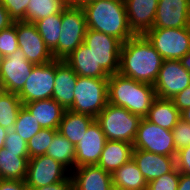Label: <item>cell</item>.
I'll return each mask as SVG.
<instances>
[{"instance_id":"6da1fadb","label":"cell","mask_w":190,"mask_h":190,"mask_svg":"<svg viewBox=\"0 0 190 190\" xmlns=\"http://www.w3.org/2000/svg\"><path fill=\"white\" fill-rule=\"evenodd\" d=\"M163 58L144 35H135L122 44L119 71L138 82L153 85Z\"/></svg>"},{"instance_id":"7a4b0ae2","label":"cell","mask_w":190,"mask_h":190,"mask_svg":"<svg viewBox=\"0 0 190 190\" xmlns=\"http://www.w3.org/2000/svg\"><path fill=\"white\" fill-rule=\"evenodd\" d=\"M82 8L87 29L110 35L122 43L135 36L129 27L124 0H94Z\"/></svg>"},{"instance_id":"3957f363","label":"cell","mask_w":190,"mask_h":190,"mask_svg":"<svg viewBox=\"0 0 190 190\" xmlns=\"http://www.w3.org/2000/svg\"><path fill=\"white\" fill-rule=\"evenodd\" d=\"M155 98L153 85L138 82L120 73L108 78V103L123 107L141 118L147 116Z\"/></svg>"},{"instance_id":"277c9868","label":"cell","mask_w":190,"mask_h":190,"mask_svg":"<svg viewBox=\"0 0 190 190\" xmlns=\"http://www.w3.org/2000/svg\"><path fill=\"white\" fill-rule=\"evenodd\" d=\"M141 117L123 107L108 103L95 120L110 141H124L133 144Z\"/></svg>"},{"instance_id":"5b68a950","label":"cell","mask_w":190,"mask_h":190,"mask_svg":"<svg viewBox=\"0 0 190 190\" xmlns=\"http://www.w3.org/2000/svg\"><path fill=\"white\" fill-rule=\"evenodd\" d=\"M107 104L108 79L78 76L74 102L68 110L96 118Z\"/></svg>"},{"instance_id":"8992f818","label":"cell","mask_w":190,"mask_h":190,"mask_svg":"<svg viewBox=\"0 0 190 190\" xmlns=\"http://www.w3.org/2000/svg\"><path fill=\"white\" fill-rule=\"evenodd\" d=\"M61 28L58 45L51 53L54 59L64 60L84 43L87 26L83 8L66 6L62 10Z\"/></svg>"},{"instance_id":"52a82bcc","label":"cell","mask_w":190,"mask_h":190,"mask_svg":"<svg viewBox=\"0 0 190 190\" xmlns=\"http://www.w3.org/2000/svg\"><path fill=\"white\" fill-rule=\"evenodd\" d=\"M144 36L163 60H180L190 51V26L183 28H152Z\"/></svg>"},{"instance_id":"ba28073f","label":"cell","mask_w":190,"mask_h":190,"mask_svg":"<svg viewBox=\"0 0 190 190\" xmlns=\"http://www.w3.org/2000/svg\"><path fill=\"white\" fill-rule=\"evenodd\" d=\"M84 44L92 51L95 62L109 75L119 71L122 42L115 37L99 31L87 29Z\"/></svg>"},{"instance_id":"9c48e42d","label":"cell","mask_w":190,"mask_h":190,"mask_svg":"<svg viewBox=\"0 0 190 190\" xmlns=\"http://www.w3.org/2000/svg\"><path fill=\"white\" fill-rule=\"evenodd\" d=\"M133 147L175 158L177 155L172 131L163 129L146 118H142L139 123Z\"/></svg>"},{"instance_id":"30bf717a","label":"cell","mask_w":190,"mask_h":190,"mask_svg":"<svg viewBox=\"0 0 190 190\" xmlns=\"http://www.w3.org/2000/svg\"><path fill=\"white\" fill-rule=\"evenodd\" d=\"M56 59L51 62L34 65L22 90L17 94L22 104L36 100L51 99L54 88Z\"/></svg>"},{"instance_id":"8fae6325","label":"cell","mask_w":190,"mask_h":190,"mask_svg":"<svg viewBox=\"0 0 190 190\" xmlns=\"http://www.w3.org/2000/svg\"><path fill=\"white\" fill-rule=\"evenodd\" d=\"M70 173L60 162L47 155H40L29 158L25 183L28 188L44 187L66 180Z\"/></svg>"},{"instance_id":"7c38bea8","label":"cell","mask_w":190,"mask_h":190,"mask_svg":"<svg viewBox=\"0 0 190 190\" xmlns=\"http://www.w3.org/2000/svg\"><path fill=\"white\" fill-rule=\"evenodd\" d=\"M190 85V72L180 60H163L158 77L153 84L156 97L172 99Z\"/></svg>"},{"instance_id":"4fadbf2b","label":"cell","mask_w":190,"mask_h":190,"mask_svg":"<svg viewBox=\"0 0 190 190\" xmlns=\"http://www.w3.org/2000/svg\"><path fill=\"white\" fill-rule=\"evenodd\" d=\"M16 34L18 47L29 62L34 65H42L54 59L34 23L16 21Z\"/></svg>"},{"instance_id":"5bb4252c","label":"cell","mask_w":190,"mask_h":190,"mask_svg":"<svg viewBox=\"0 0 190 190\" xmlns=\"http://www.w3.org/2000/svg\"><path fill=\"white\" fill-rule=\"evenodd\" d=\"M33 67L34 64L27 60L20 48L13 54L4 57L0 71L3 90L18 94L30 76Z\"/></svg>"},{"instance_id":"9a60e30c","label":"cell","mask_w":190,"mask_h":190,"mask_svg":"<svg viewBox=\"0 0 190 190\" xmlns=\"http://www.w3.org/2000/svg\"><path fill=\"white\" fill-rule=\"evenodd\" d=\"M107 139L100 124L94 120L75 146V168L97 165Z\"/></svg>"},{"instance_id":"2e32d148","label":"cell","mask_w":190,"mask_h":190,"mask_svg":"<svg viewBox=\"0 0 190 190\" xmlns=\"http://www.w3.org/2000/svg\"><path fill=\"white\" fill-rule=\"evenodd\" d=\"M190 26V0H159L153 28Z\"/></svg>"},{"instance_id":"e0dca14e","label":"cell","mask_w":190,"mask_h":190,"mask_svg":"<svg viewBox=\"0 0 190 190\" xmlns=\"http://www.w3.org/2000/svg\"><path fill=\"white\" fill-rule=\"evenodd\" d=\"M128 23L135 35H144L153 28L159 0H124Z\"/></svg>"},{"instance_id":"ac0fdd59","label":"cell","mask_w":190,"mask_h":190,"mask_svg":"<svg viewBox=\"0 0 190 190\" xmlns=\"http://www.w3.org/2000/svg\"><path fill=\"white\" fill-rule=\"evenodd\" d=\"M132 159L136 163L147 183L176 168V158L155 154L146 150L134 149Z\"/></svg>"},{"instance_id":"d6986e66","label":"cell","mask_w":190,"mask_h":190,"mask_svg":"<svg viewBox=\"0 0 190 190\" xmlns=\"http://www.w3.org/2000/svg\"><path fill=\"white\" fill-rule=\"evenodd\" d=\"M78 75L64 61L56 59V72L52 99L68 110L74 102V90Z\"/></svg>"},{"instance_id":"ffe728a7","label":"cell","mask_w":190,"mask_h":190,"mask_svg":"<svg viewBox=\"0 0 190 190\" xmlns=\"http://www.w3.org/2000/svg\"><path fill=\"white\" fill-rule=\"evenodd\" d=\"M71 177L73 190H109L113 185L112 174L98 165L74 168Z\"/></svg>"},{"instance_id":"44dd1931","label":"cell","mask_w":190,"mask_h":190,"mask_svg":"<svg viewBox=\"0 0 190 190\" xmlns=\"http://www.w3.org/2000/svg\"><path fill=\"white\" fill-rule=\"evenodd\" d=\"M64 61L78 76L98 79H108L110 76L100 65H97L94 54L84 43L79 45Z\"/></svg>"},{"instance_id":"7402d4cb","label":"cell","mask_w":190,"mask_h":190,"mask_svg":"<svg viewBox=\"0 0 190 190\" xmlns=\"http://www.w3.org/2000/svg\"><path fill=\"white\" fill-rule=\"evenodd\" d=\"M23 106L42 128L58 130L65 109L54 99L36 100Z\"/></svg>"},{"instance_id":"603a6c76","label":"cell","mask_w":190,"mask_h":190,"mask_svg":"<svg viewBox=\"0 0 190 190\" xmlns=\"http://www.w3.org/2000/svg\"><path fill=\"white\" fill-rule=\"evenodd\" d=\"M133 150L131 143L107 140L97 165L112 174L132 159Z\"/></svg>"},{"instance_id":"cb8c5ba5","label":"cell","mask_w":190,"mask_h":190,"mask_svg":"<svg viewBox=\"0 0 190 190\" xmlns=\"http://www.w3.org/2000/svg\"><path fill=\"white\" fill-rule=\"evenodd\" d=\"M94 120L90 115L65 110L58 132L76 146Z\"/></svg>"},{"instance_id":"d4e9b609","label":"cell","mask_w":190,"mask_h":190,"mask_svg":"<svg viewBox=\"0 0 190 190\" xmlns=\"http://www.w3.org/2000/svg\"><path fill=\"white\" fill-rule=\"evenodd\" d=\"M145 118L163 129L172 130L181 119V114L171 99L156 97Z\"/></svg>"},{"instance_id":"484cf974","label":"cell","mask_w":190,"mask_h":190,"mask_svg":"<svg viewBox=\"0 0 190 190\" xmlns=\"http://www.w3.org/2000/svg\"><path fill=\"white\" fill-rule=\"evenodd\" d=\"M29 156H19V152L0 149V179L25 180Z\"/></svg>"},{"instance_id":"4316f807","label":"cell","mask_w":190,"mask_h":190,"mask_svg":"<svg viewBox=\"0 0 190 190\" xmlns=\"http://www.w3.org/2000/svg\"><path fill=\"white\" fill-rule=\"evenodd\" d=\"M113 185L126 190H147L148 183L133 159L112 173Z\"/></svg>"},{"instance_id":"83f0119b","label":"cell","mask_w":190,"mask_h":190,"mask_svg":"<svg viewBox=\"0 0 190 190\" xmlns=\"http://www.w3.org/2000/svg\"><path fill=\"white\" fill-rule=\"evenodd\" d=\"M45 155L60 162L70 172L75 168V146L59 132L54 135Z\"/></svg>"},{"instance_id":"f1b7e54d","label":"cell","mask_w":190,"mask_h":190,"mask_svg":"<svg viewBox=\"0 0 190 190\" xmlns=\"http://www.w3.org/2000/svg\"><path fill=\"white\" fill-rule=\"evenodd\" d=\"M65 7L64 0H30L27 5L25 21L35 23L42 18L62 13Z\"/></svg>"},{"instance_id":"f546056e","label":"cell","mask_w":190,"mask_h":190,"mask_svg":"<svg viewBox=\"0 0 190 190\" xmlns=\"http://www.w3.org/2000/svg\"><path fill=\"white\" fill-rule=\"evenodd\" d=\"M38 33L45 42L47 48L52 52L58 45L61 33L62 13H57L42 18L34 23Z\"/></svg>"},{"instance_id":"4dcf8cb0","label":"cell","mask_w":190,"mask_h":190,"mask_svg":"<svg viewBox=\"0 0 190 190\" xmlns=\"http://www.w3.org/2000/svg\"><path fill=\"white\" fill-rule=\"evenodd\" d=\"M23 106L20 98L15 93H0V126L7 130H12L17 119V115Z\"/></svg>"},{"instance_id":"1f68e13d","label":"cell","mask_w":190,"mask_h":190,"mask_svg":"<svg viewBox=\"0 0 190 190\" xmlns=\"http://www.w3.org/2000/svg\"><path fill=\"white\" fill-rule=\"evenodd\" d=\"M42 127L38 121L22 106L18 112L16 122L12 130L27 143L34 135H36Z\"/></svg>"},{"instance_id":"d6a6232c","label":"cell","mask_w":190,"mask_h":190,"mask_svg":"<svg viewBox=\"0 0 190 190\" xmlns=\"http://www.w3.org/2000/svg\"><path fill=\"white\" fill-rule=\"evenodd\" d=\"M58 132L55 129L42 128L27 142L29 158L45 155L54 135Z\"/></svg>"},{"instance_id":"836d02e7","label":"cell","mask_w":190,"mask_h":190,"mask_svg":"<svg viewBox=\"0 0 190 190\" xmlns=\"http://www.w3.org/2000/svg\"><path fill=\"white\" fill-rule=\"evenodd\" d=\"M16 21L8 28L0 31V51L4 57L13 54L18 49Z\"/></svg>"},{"instance_id":"e575fe53","label":"cell","mask_w":190,"mask_h":190,"mask_svg":"<svg viewBox=\"0 0 190 190\" xmlns=\"http://www.w3.org/2000/svg\"><path fill=\"white\" fill-rule=\"evenodd\" d=\"M179 180L180 172L175 168L173 171L150 181L147 190H177Z\"/></svg>"},{"instance_id":"d590c367","label":"cell","mask_w":190,"mask_h":190,"mask_svg":"<svg viewBox=\"0 0 190 190\" xmlns=\"http://www.w3.org/2000/svg\"><path fill=\"white\" fill-rule=\"evenodd\" d=\"M30 0H0L8 11L10 18L15 21H25L27 5Z\"/></svg>"},{"instance_id":"8d00e7d4","label":"cell","mask_w":190,"mask_h":190,"mask_svg":"<svg viewBox=\"0 0 190 190\" xmlns=\"http://www.w3.org/2000/svg\"><path fill=\"white\" fill-rule=\"evenodd\" d=\"M174 138L176 151L190 145V124L180 119L171 130Z\"/></svg>"},{"instance_id":"74e56055","label":"cell","mask_w":190,"mask_h":190,"mask_svg":"<svg viewBox=\"0 0 190 190\" xmlns=\"http://www.w3.org/2000/svg\"><path fill=\"white\" fill-rule=\"evenodd\" d=\"M4 148L7 151L19 152V156H29L27 143L14 130H8Z\"/></svg>"},{"instance_id":"f35d334b","label":"cell","mask_w":190,"mask_h":190,"mask_svg":"<svg viewBox=\"0 0 190 190\" xmlns=\"http://www.w3.org/2000/svg\"><path fill=\"white\" fill-rule=\"evenodd\" d=\"M176 168L180 173L190 175V145L177 151Z\"/></svg>"},{"instance_id":"ab89813d","label":"cell","mask_w":190,"mask_h":190,"mask_svg":"<svg viewBox=\"0 0 190 190\" xmlns=\"http://www.w3.org/2000/svg\"><path fill=\"white\" fill-rule=\"evenodd\" d=\"M174 106L181 112L190 107V85L172 99Z\"/></svg>"},{"instance_id":"60d3db41","label":"cell","mask_w":190,"mask_h":190,"mask_svg":"<svg viewBox=\"0 0 190 190\" xmlns=\"http://www.w3.org/2000/svg\"><path fill=\"white\" fill-rule=\"evenodd\" d=\"M29 190H73V181L71 175L64 181L38 188H29Z\"/></svg>"},{"instance_id":"b9f144b4","label":"cell","mask_w":190,"mask_h":190,"mask_svg":"<svg viewBox=\"0 0 190 190\" xmlns=\"http://www.w3.org/2000/svg\"><path fill=\"white\" fill-rule=\"evenodd\" d=\"M0 190H29L25 180H3L0 179Z\"/></svg>"},{"instance_id":"7bdbcfd3","label":"cell","mask_w":190,"mask_h":190,"mask_svg":"<svg viewBox=\"0 0 190 190\" xmlns=\"http://www.w3.org/2000/svg\"><path fill=\"white\" fill-rule=\"evenodd\" d=\"M13 23L14 21L10 18L8 11L0 3V31L8 28Z\"/></svg>"},{"instance_id":"ee69618b","label":"cell","mask_w":190,"mask_h":190,"mask_svg":"<svg viewBox=\"0 0 190 190\" xmlns=\"http://www.w3.org/2000/svg\"><path fill=\"white\" fill-rule=\"evenodd\" d=\"M177 190H190V175L180 173V180Z\"/></svg>"},{"instance_id":"f6af8a7d","label":"cell","mask_w":190,"mask_h":190,"mask_svg":"<svg viewBox=\"0 0 190 190\" xmlns=\"http://www.w3.org/2000/svg\"><path fill=\"white\" fill-rule=\"evenodd\" d=\"M68 7H83L85 4L94 0H64Z\"/></svg>"},{"instance_id":"bcb514c9","label":"cell","mask_w":190,"mask_h":190,"mask_svg":"<svg viewBox=\"0 0 190 190\" xmlns=\"http://www.w3.org/2000/svg\"><path fill=\"white\" fill-rule=\"evenodd\" d=\"M182 66L190 72V51L180 59Z\"/></svg>"},{"instance_id":"7dc6e473","label":"cell","mask_w":190,"mask_h":190,"mask_svg":"<svg viewBox=\"0 0 190 190\" xmlns=\"http://www.w3.org/2000/svg\"><path fill=\"white\" fill-rule=\"evenodd\" d=\"M180 114H181V119L190 124V107L181 111Z\"/></svg>"},{"instance_id":"c3c4849f","label":"cell","mask_w":190,"mask_h":190,"mask_svg":"<svg viewBox=\"0 0 190 190\" xmlns=\"http://www.w3.org/2000/svg\"><path fill=\"white\" fill-rule=\"evenodd\" d=\"M8 130L0 126V149L4 147L5 138Z\"/></svg>"},{"instance_id":"681fc988","label":"cell","mask_w":190,"mask_h":190,"mask_svg":"<svg viewBox=\"0 0 190 190\" xmlns=\"http://www.w3.org/2000/svg\"><path fill=\"white\" fill-rule=\"evenodd\" d=\"M109 190H126V189L112 185Z\"/></svg>"},{"instance_id":"f907efd6","label":"cell","mask_w":190,"mask_h":190,"mask_svg":"<svg viewBox=\"0 0 190 190\" xmlns=\"http://www.w3.org/2000/svg\"><path fill=\"white\" fill-rule=\"evenodd\" d=\"M3 59H4V56L0 51V71H1V66H2Z\"/></svg>"},{"instance_id":"816d5d0a","label":"cell","mask_w":190,"mask_h":190,"mask_svg":"<svg viewBox=\"0 0 190 190\" xmlns=\"http://www.w3.org/2000/svg\"><path fill=\"white\" fill-rule=\"evenodd\" d=\"M3 87H2V84H1V80H0V93L3 92Z\"/></svg>"}]
</instances>
